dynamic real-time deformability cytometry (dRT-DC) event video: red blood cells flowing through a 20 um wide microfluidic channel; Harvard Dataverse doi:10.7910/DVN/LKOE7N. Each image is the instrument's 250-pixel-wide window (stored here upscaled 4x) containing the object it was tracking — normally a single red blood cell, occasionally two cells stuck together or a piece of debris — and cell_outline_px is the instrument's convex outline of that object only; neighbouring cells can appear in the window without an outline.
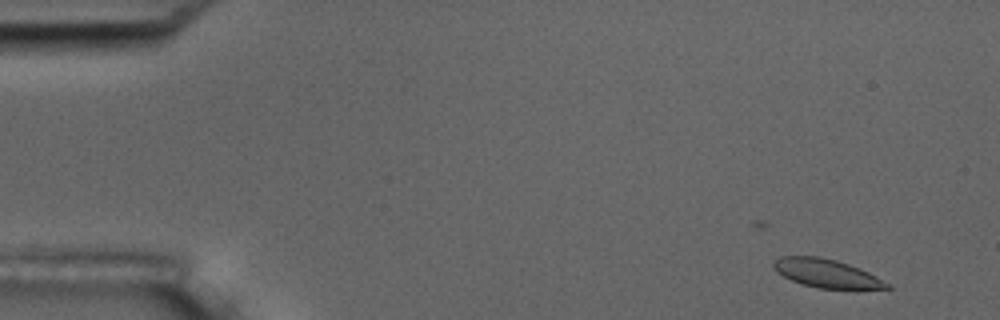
{"species": "common noctule bat (a hibernating species)", "species_latin": "Nyctalus noctula", "temperature_condition": "room temperature", "stored_images_in_passage": 6, "camera_frame_rate_fps": 3000, "um_per_image_px": 0.085, "animal": {"sex": "male", "body_mass_g": 17.5, "forearm_length_mm": 52.3}, "frame": {"image": 1, "passage_image": 1, "time_ms": 0.0, "image_size_px": [1000, 320], "cell_outline_px": [[892, 288], [816, 288], [800, 284], [776, 272], [772, 268], [772, 264], [780, 256], [820, 256], [836, 260], [848, 264], [868, 272], [892, 284]], "centroid_in_image_um": [70.22, 23.22], "position_along_channel_um": 14.8, "area_um2": 18.73}}
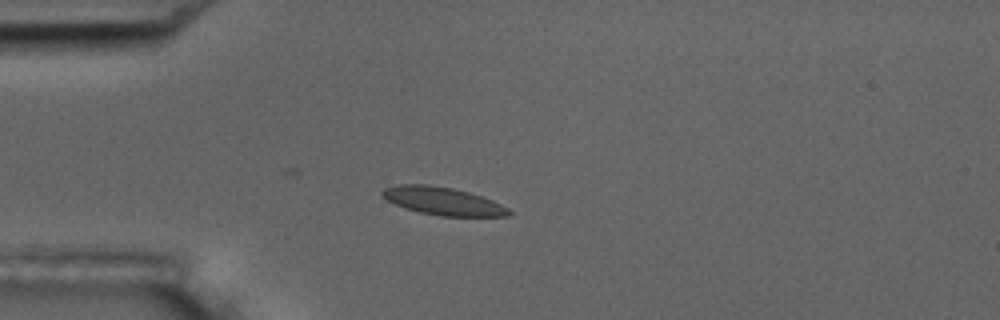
{"frame": {"image": 2, "passage_image": 4, "time_ms": 3.667, "image_size_px": [1000, 320], "cell_outline_px": [[512, 216], [440, 216], [420, 212], [404, 208], [388, 200], [380, 192], [384, 188], [396, 184], [428, 184], [452, 188], [468, 192], [492, 200], [508, 208], [512, 212]], "centroid_in_image_um": [37.64, 17.09], "position_along_channel_um": 47.4, "area_um2": 20.46}}